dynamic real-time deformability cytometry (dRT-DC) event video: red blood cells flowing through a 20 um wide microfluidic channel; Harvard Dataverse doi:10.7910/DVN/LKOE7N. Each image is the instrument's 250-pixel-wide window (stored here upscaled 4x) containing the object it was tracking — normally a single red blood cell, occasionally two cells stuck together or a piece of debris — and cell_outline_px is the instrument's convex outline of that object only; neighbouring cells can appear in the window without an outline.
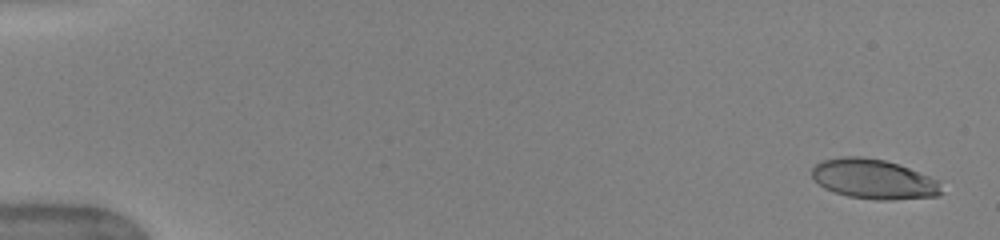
{"species": "human", "species_latin": "Homo sapiens", "temperature_condition": "warm", "stored_images_in_passage": 51, "camera_frame_rate_fps": 3000, "um_per_image_px": 0.085, "donor": {"sex": "female"}, "frame": {"image": 1, "passage_image": 2, "time_ms": 0.333, "image_size_px": [1000, 240], "cell_outline_px": [[944, 192], [936, 196], [888, 200], [876, 200], [848, 196], [824, 188], [812, 176], [812, 168], [816, 164], [824, 160], [840, 156], [860, 156], [884, 160], [908, 168], [940, 180]], "centroid_in_image_um": [74.29, 15.22], "position_along_channel_um": 10.7, "area_um2": 29.94}}
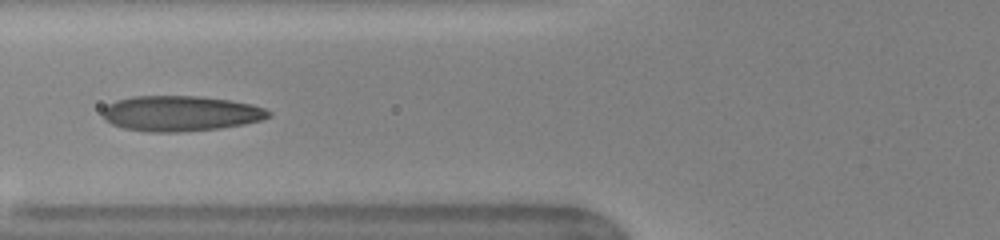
{"frame": {"image": 2, "passage_image": 21, "time_ms": 6.667, "image_size_px": [1000, 240], "cell_outline_px": [[272, 116], [260, 120], [244, 124], [220, 128], [180, 132], [148, 132], [124, 128], [112, 124], [104, 120], [100, 112], [108, 104], [116, 100], [132, 96], [200, 96], [232, 100], [252, 104], [264, 108], [272, 112]], "centroid_in_image_um": [15.33, 9.64], "position_along_channel_um": 110.5, "area_um2": 34.56}}
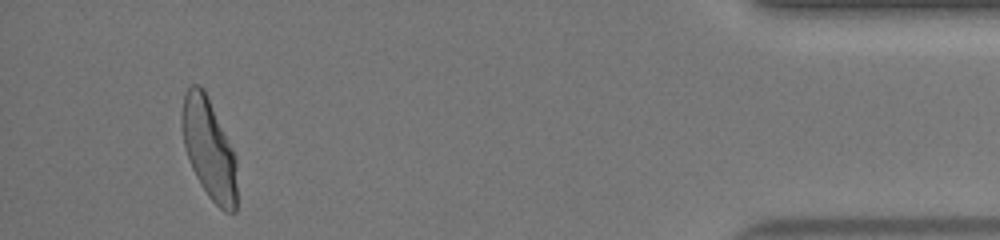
{"frame": {"image": 3, "passage_image": 48, "time_ms": 15.667, "image_size_px": [1000, 240], "cell_outline_px": [[236, 212], [224, 212], [208, 196], [200, 184], [192, 168], [184, 144], [180, 120], [180, 116], [184, 92], [192, 84], [200, 84], [204, 88], [208, 96], [232, 148], [236, 160]], "centroid_in_image_um": [17.74, 12.61], "position_along_channel_um": 417.5, "area_um2": 32.25}, "authors_computed_cell_mechanics": {"area_um2": 32.657, "velocity_mm_per_s": 4.046, "shape_relaxation_time_tau1_ms": 3.4583, "shape_relaxation_time_tau2_ms": 0.7555, "deformation_change_tau1": 0.1869, "deformation_change_tau2": 0.0887}}